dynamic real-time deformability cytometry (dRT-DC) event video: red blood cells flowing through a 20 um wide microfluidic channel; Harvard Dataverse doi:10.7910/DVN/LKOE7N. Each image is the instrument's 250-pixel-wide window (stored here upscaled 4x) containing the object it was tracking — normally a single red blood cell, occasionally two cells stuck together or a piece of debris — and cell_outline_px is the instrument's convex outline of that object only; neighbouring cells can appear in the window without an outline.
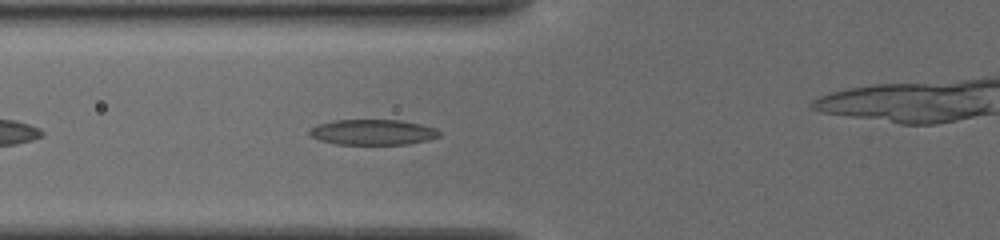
{"species": "common noctule bat (a hibernating species)", "species_latin": "Nyctalus noctula", "temperature_condition": "cold", "stored_images_in_passage": 34, "camera_frame_rate_fps": 3000, "um_per_image_px": 0.085, "animal": {"sex": "female", "body_mass_g": 19.5, "forearm_length_mm": 54.1}, "frame": {"image": 1, "passage_image": 7, "time_ms": 2.0, "image_size_px": [1000, 240], "cell_outline_px": [[440, 136], [428, 140], [408, 144], [336, 144], [320, 140], [308, 136], [308, 132], [316, 124], [332, 120], [400, 120], [420, 124], [436, 128], [440, 132]], "centroid_in_image_um": [31.66, 11.23], "position_along_channel_um": 94.1, "area_um2": 19.36}}
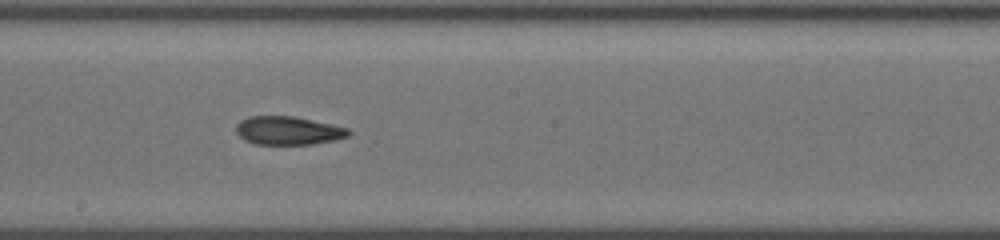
{"frame": {"image": 2, "passage_image": 17, "time_ms": 5.333, "image_size_px": [1000, 240], "cell_outline_px": [[352, 132], [348, 136], [336, 140], [312, 144], [256, 144], [244, 140], [236, 132], [236, 124], [240, 120], [252, 116], [296, 116], [332, 124], [348, 128]], "centroid_in_image_um": [24.51, 11.09], "position_along_channel_um": 223.7, "area_um2": 18.73}}
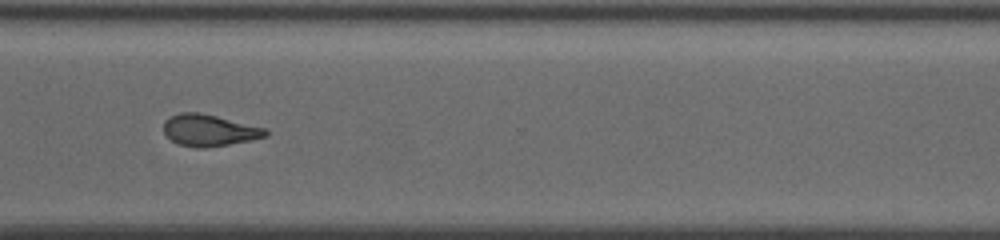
{"frame": {"image": 3, "passage_image": 27, "time_ms": 8.667, "image_size_px": [1000, 240], "cell_outline_px": [[268, 136], [252, 140], [204, 148], [196, 148], [180, 144], [172, 140], [164, 132], [164, 120], [180, 112], [200, 112], [268, 128]], "centroid_in_image_um": [17.83, 11.07], "position_along_channel_um": 352.8, "area_um2": 18.84}}